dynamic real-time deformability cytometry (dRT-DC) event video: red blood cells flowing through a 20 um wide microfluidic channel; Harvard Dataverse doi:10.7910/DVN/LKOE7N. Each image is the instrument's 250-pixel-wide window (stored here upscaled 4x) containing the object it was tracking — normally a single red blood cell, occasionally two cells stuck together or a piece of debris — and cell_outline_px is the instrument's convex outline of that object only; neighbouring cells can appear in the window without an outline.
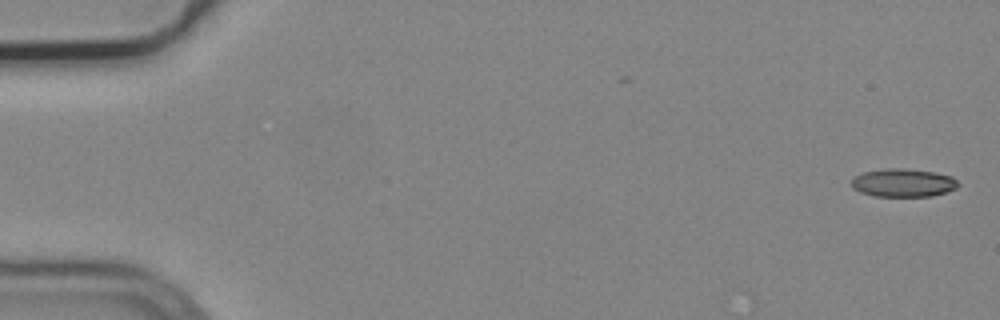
{"species": "common noctule bat (a hibernating species)", "species_latin": "Nyctalus noctula", "temperature_condition": "cold", "stored_images_in_passage": 3, "camera_frame_rate_fps": 3000, "um_per_image_px": 0.085, "animal": {"sex": "male", "body_mass_g": 19.2, "forearm_length_mm": 51.8}, "frame": {"image": 1, "passage_image": 1, "time_ms": 0.0, "image_size_px": [1000, 320], "cell_outline_px": [[960, 184], [956, 188], [932, 196], [872, 196], [860, 192], [852, 188], [852, 180], [856, 176], [864, 172], [888, 168], [900, 168], [936, 172], [952, 176]], "centroid_in_image_um": [76.78, 15.54], "position_along_channel_um": 8.2, "area_um2": 17.46}}